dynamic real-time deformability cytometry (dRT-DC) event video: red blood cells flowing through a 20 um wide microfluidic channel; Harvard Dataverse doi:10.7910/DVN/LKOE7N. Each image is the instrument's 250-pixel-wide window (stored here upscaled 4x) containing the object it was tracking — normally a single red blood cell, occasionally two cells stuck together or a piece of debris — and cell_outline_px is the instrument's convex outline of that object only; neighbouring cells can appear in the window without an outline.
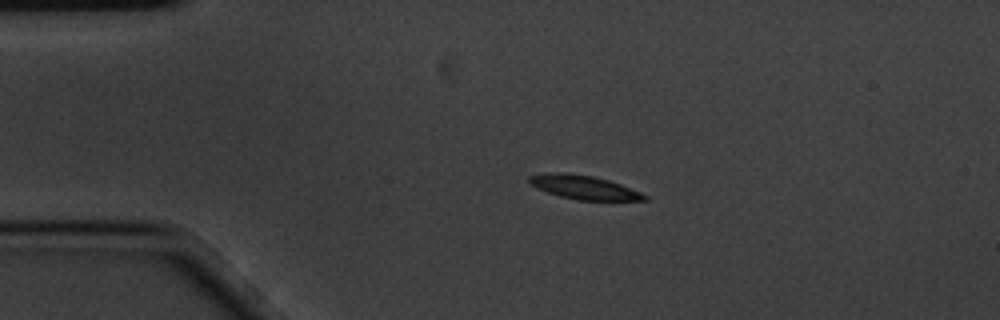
{"species": "common noctule bat (a hibernating species)", "species_latin": "Nyctalus noctula", "temperature_condition": "cold", "stored_images_in_passage": 3, "camera_frame_rate_fps": 3000, "um_per_image_px": 0.085, "animal": {"sex": "male", "body_mass_g": 20.1, "forearm_length_mm": 53.5}, "frame": {"image": 1, "passage_image": 1, "time_ms": 0.0, "image_size_px": [1000, 320], "cell_outline_px": [[648, 200], [576, 200], [560, 196], [536, 188], [528, 184], [528, 176], [556, 172], [564, 172], [592, 176], [608, 180], [620, 184], [640, 192], [648, 196]], "centroid_in_image_um": [49.6, 15.92], "position_along_channel_um": 35.4, "area_um2": 15.9}}
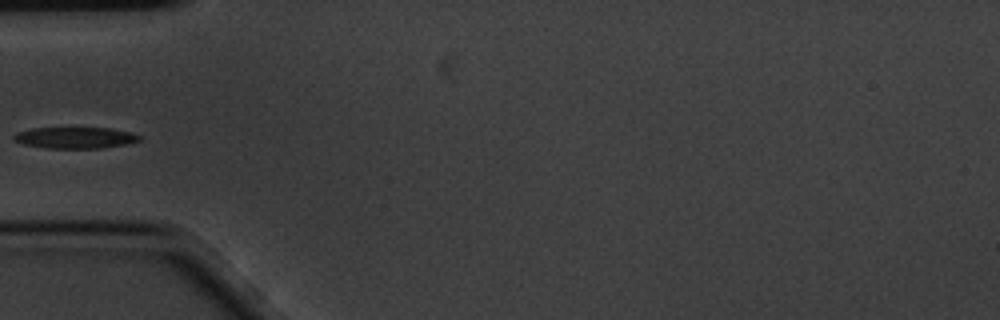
{"frame": {"image": 2, "passage_image": 3, "time_ms": 0.667, "image_size_px": [1000, 320], "cell_outline_px": [[140, 140], [128, 144], [100, 148], [48, 148], [24, 144], [12, 140], [12, 136], [16, 132], [32, 128], [112, 128], [132, 132], [140, 136]], "centroid_in_image_um": [6.39, 11.7], "position_along_channel_um": 78.6, "area_um2": 15.66}}